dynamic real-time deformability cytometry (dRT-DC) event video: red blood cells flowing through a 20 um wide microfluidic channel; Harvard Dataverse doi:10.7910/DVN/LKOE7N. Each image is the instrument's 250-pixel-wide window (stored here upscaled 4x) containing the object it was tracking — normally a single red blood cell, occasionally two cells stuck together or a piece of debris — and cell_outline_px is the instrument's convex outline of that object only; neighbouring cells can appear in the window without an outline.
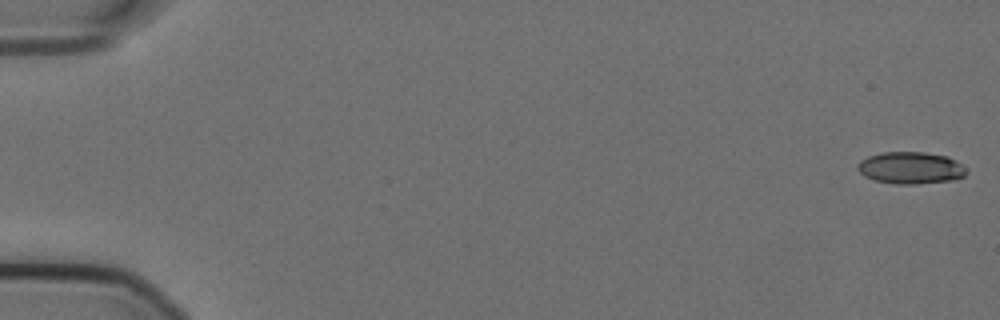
{"species": "Egyptian fruit bat (a non-hibernating species)", "species_latin": "Rousettus aegyptiacus", "temperature_condition": "cold", "stored_images_in_passage": 57, "camera_frame_rate_fps": 3000, "um_per_image_px": 0.085, "animal": {"sex": "female"}, "frame": {"image": 1, "passage_image": 1, "time_ms": 0.0, "image_size_px": [1000, 320], "cell_outline_px": [[968, 172], [964, 176], [952, 180], [916, 184], [896, 184], [872, 180], [864, 176], [856, 168], [860, 160], [868, 156], [884, 152], [924, 152], [948, 156], [956, 160], [968, 168]], "centroid_in_image_um": [77.42, 14.27], "position_along_channel_um": 7.6, "area_um2": 20.52}}
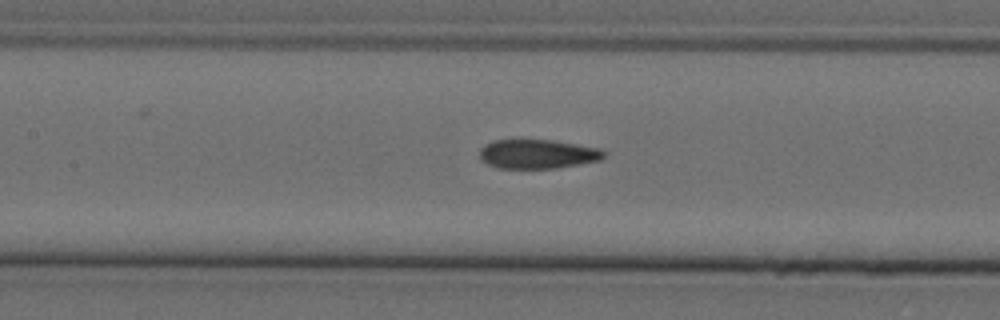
{"frame": {"image": 2, "passage_image": 27, "time_ms": 8.667, "image_size_px": [1000, 320], "cell_outline_px": [[608, 152], [600, 160], [556, 168], [496, 168], [480, 160], [480, 148], [484, 144], [492, 140], [552, 140], [600, 148]], "centroid_in_image_um": [45.68, 13.09], "position_along_channel_um": 161.7, "area_um2": 21.21}}
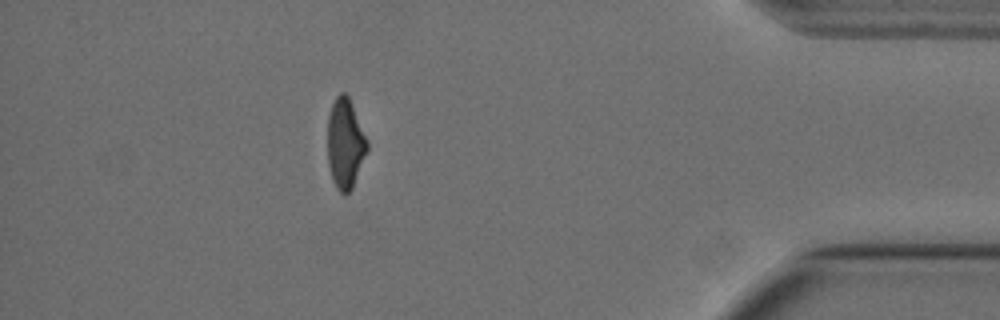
{"frame": {"image": 3, "passage_image": 51, "time_ms": 16.667, "image_size_px": [1000, 320], "cell_outline_px": [[368, 152], [352, 188], [344, 196], [336, 188], [332, 180], [328, 164], [328, 116], [332, 104], [336, 96], [340, 92], [344, 92], [348, 96], [368, 140]], "centroid_in_image_um": [29.35, 12.23], "position_along_channel_um": 405.9, "area_um2": 20.92}, "authors_computed_cell_mechanics": {"area_um2": 21.6172, "velocity_mm_per_s": 3.5828, "shape_relaxation_time_tau1_ms": 11.3332, "shape_relaxation_time_tau2_ms": 2.2187, "deformation_change_tau1": 0.2287, "deformation_change_tau2": 0.0692}}